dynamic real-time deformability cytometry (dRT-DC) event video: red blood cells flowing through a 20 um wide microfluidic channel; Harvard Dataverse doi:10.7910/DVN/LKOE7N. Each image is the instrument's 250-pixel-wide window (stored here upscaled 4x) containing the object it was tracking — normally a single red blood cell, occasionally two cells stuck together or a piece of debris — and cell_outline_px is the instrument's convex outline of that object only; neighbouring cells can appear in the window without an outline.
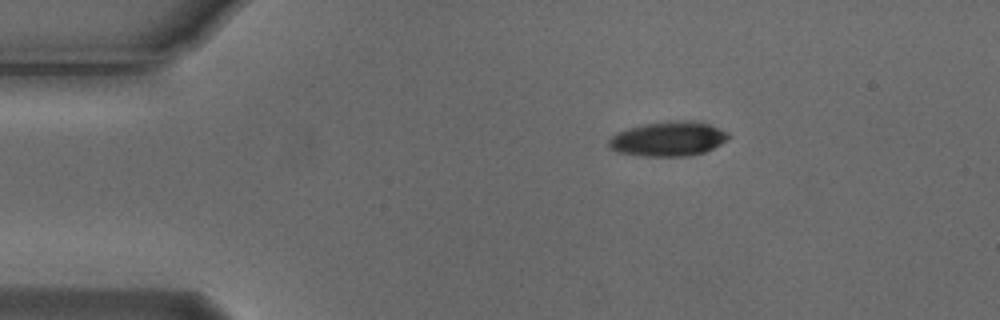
{"species": "Egyptian fruit bat (a non-hibernating species)", "species_latin": "Rousettus aegyptiacus", "temperature_condition": "cold", "stored_images_in_passage": 3, "camera_frame_rate_fps": 3000, "um_per_image_px": 0.085, "animal": {"sex": "male"}, "frame": {"image": 1, "passage_image": 1, "time_ms": 0.0, "image_size_px": [1000, 320], "cell_outline_px": [[728, 136], [720, 144], [704, 152], [688, 156], [644, 156], [616, 152], [608, 148], [608, 140], [612, 136], [628, 128], [648, 124], [676, 120], [692, 120], [708, 124], [728, 132]], "centroid_in_image_um": [56.77, 11.81], "position_along_channel_um": 28.2, "area_um2": 23.81}}
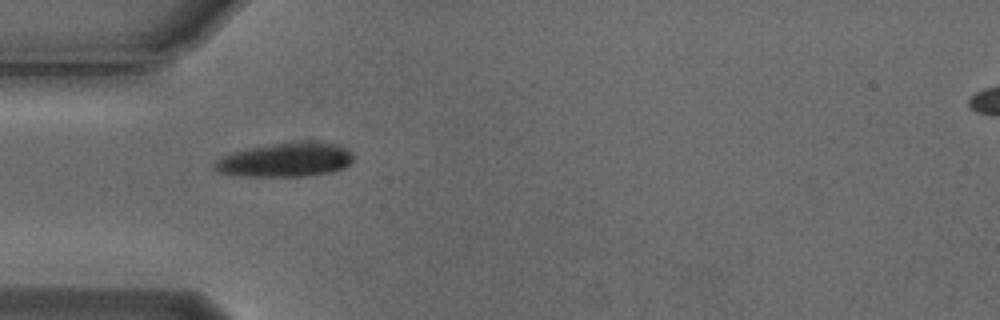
{"frame": {"image": 2, "passage_image": 2, "time_ms": 0.333, "image_size_px": [1000, 320], "cell_outline_px": [[352, 160], [344, 168], [332, 172], [304, 176], [248, 176], [216, 172], [212, 168], [212, 164], [220, 156], [232, 152], [248, 148], [292, 140], [316, 140], [336, 144], [352, 152]], "centroid_in_image_um": [24.25, 13.55], "position_along_channel_um": 60.8, "area_um2": 28.15}}
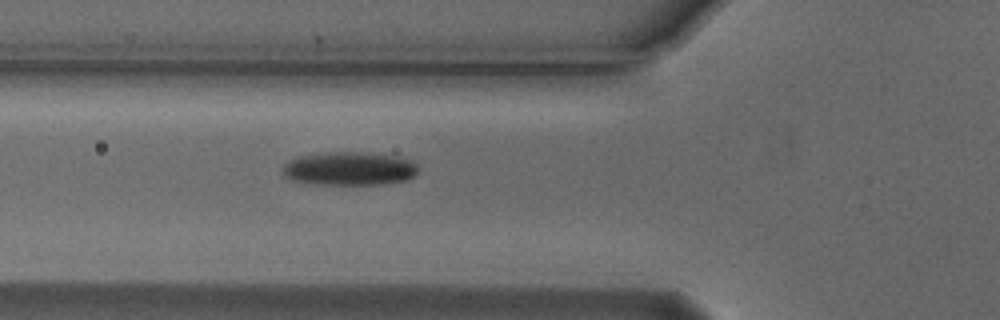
{"frame": {"image": 3, "passage_image": 3, "time_ms": 0.667, "image_size_px": [1000, 320], "cell_outline_px": [[420, 168], [408, 180], [384, 184], [312, 184], [292, 180], [284, 176], [280, 168], [288, 160], [300, 156], [328, 152], [368, 152], [400, 156], [412, 160]], "centroid_in_image_um": [29.7, 14.32], "position_along_channel_um": 96.1, "area_um2": 26.88}}